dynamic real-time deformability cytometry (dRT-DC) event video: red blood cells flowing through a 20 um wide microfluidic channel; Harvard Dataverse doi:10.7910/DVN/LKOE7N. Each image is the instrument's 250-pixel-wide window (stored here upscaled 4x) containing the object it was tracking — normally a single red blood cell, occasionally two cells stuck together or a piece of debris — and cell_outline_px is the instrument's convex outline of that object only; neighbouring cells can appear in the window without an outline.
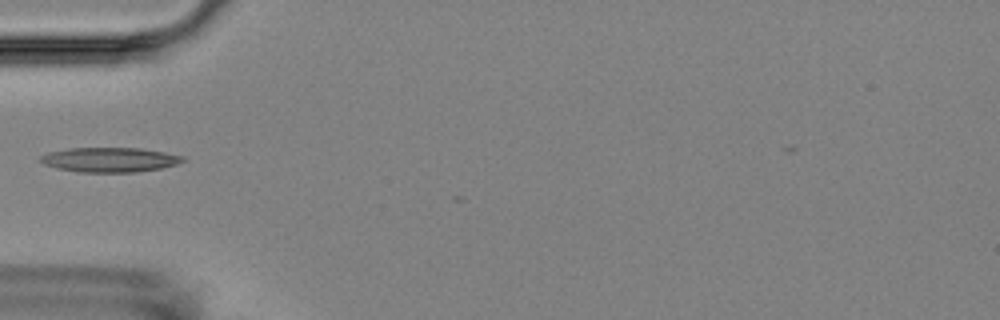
{"species": "Egyptian fruit bat (a non-hibernating species)", "species_latin": "Rousettus aegyptiacus", "temperature_condition": "room temperature", "stored_images_in_passage": 3, "camera_frame_rate_fps": 3000, "um_per_image_px": 0.085, "animal": {"sex": "female"}, "frame": {"image": 1, "passage_image": 3, "time_ms": 2.0, "image_size_px": [1000, 320], "cell_outline_px": [[184, 160], [176, 164], [160, 168], [136, 172], [80, 172], [56, 168], [44, 164], [40, 160], [40, 156], [48, 152], [68, 148], [140, 148], [164, 152], [184, 156]], "centroid_in_image_um": [9.3, 13.57], "position_along_channel_um": 75.7, "area_um2": 20.35}}